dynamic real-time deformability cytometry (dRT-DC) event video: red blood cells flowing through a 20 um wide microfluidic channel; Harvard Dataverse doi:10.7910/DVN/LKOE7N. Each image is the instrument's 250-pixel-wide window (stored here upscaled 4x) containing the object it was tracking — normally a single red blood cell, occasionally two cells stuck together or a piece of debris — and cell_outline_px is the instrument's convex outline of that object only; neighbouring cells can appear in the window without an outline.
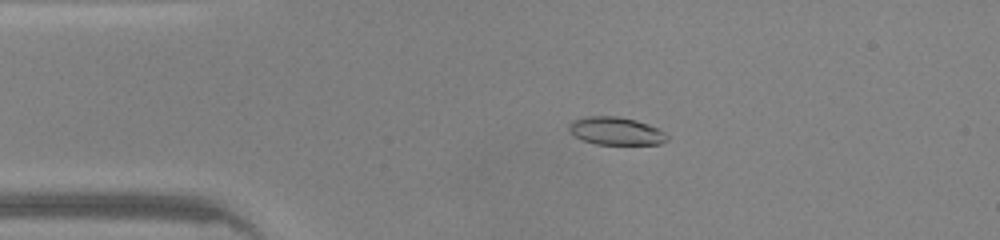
{"species": "common noctule bat (a hibernating species)", "species_latin": "Nyctalus noctula", "temperature_condition": "warm", "stored_images_in_passage": 46, "camera_frame_rate_fps": 3000, "um_per_image_px": 0.085, "animal": {"sex": "male", "body_mass_g": 20.0, "forearm_length_mm": 53.3}, "frame": {"image": 1, "passage_image": 9, "time_ms": 2.667, "image_size_px": [1000, 240], "cell_outline_px": [[668, 140], [660, 144], [596, 144], [584, 140], [568, 132], [568, 124], [572, 120], [588, 116], [616, 116], [636, 120], [648, 124], [664, 132], [668, 136]], "centroid_in_image_um": [52.33, 11.13], "position_along_channel_um": 32.7, "area_um2": 15.9}}
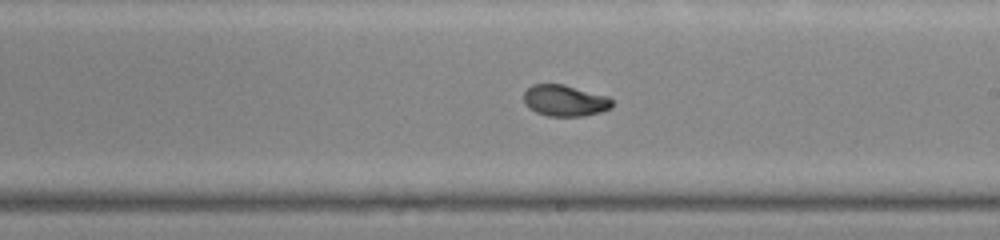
{"frame": {"image": 2, "passage_image": 26, "time_ms": 8.333, "image_size_px": [1000, 240], "cell_outline_px": [[612, 108], [600, 112], [584, 116], [548, 116], [536, 112], [528, 108], [524, 100], [524, 92], [532, 84], [564, 84], [608, 96], [612, 100]], "centroid_in_image_um": [48.02, 8.55], "position_along_channel_um": 241.0, "area_um2": 16.18}}
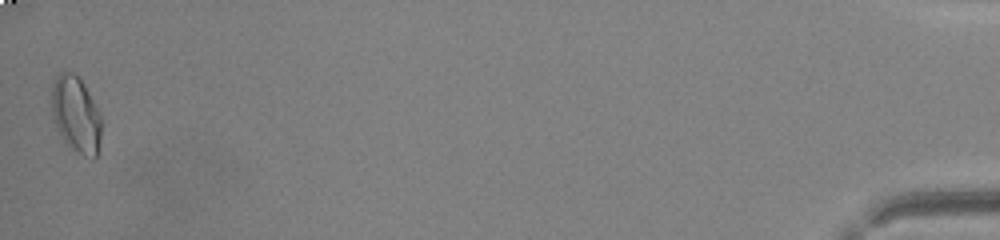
{"frame": {"image": 3, "passage_image": 46, "time_ms": 15.0, "image_size_px": [1000, 240], "cell_outline_px": [[100, 148], [96, 160], [92, 160], [76, 152], [64, 140], [56, 124], [52, 112], [52, 88], [56, 76], [60, 72], [72, 72], [84, 84], [100, 116]], "centroid_in_image_um": [6.48, 9.78], "position_along_channel_um": 428.7, "area_um2": 21.73}, "authors_computed_cell_mechanics": {"area_um2": 16.473, "velocity_mm_per_s": 4.3327, "shape_relaxation_time_tau1_ms": 4.3855, "shape_relaxation_time_tau2_ms": 1.4929, "deformation_change_tau1": 0.1942, "deformation_change_tau2": 0.0576}}